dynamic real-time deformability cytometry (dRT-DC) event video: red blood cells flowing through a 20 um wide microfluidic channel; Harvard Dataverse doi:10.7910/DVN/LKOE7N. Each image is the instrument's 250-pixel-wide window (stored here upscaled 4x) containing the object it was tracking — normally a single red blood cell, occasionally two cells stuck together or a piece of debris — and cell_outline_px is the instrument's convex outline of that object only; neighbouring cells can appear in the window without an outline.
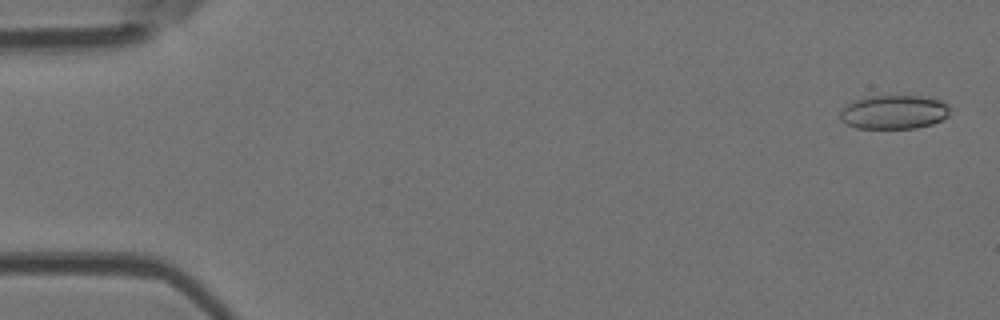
{"species": "Egyptian fruit bat (a non-hibernating species)", "species_latin": "Rousettus aegyptiacus", "temperature_condition": "room temperature", "stored_images_in_passage": 53, "camera_frame_rate_fps": 3000, "um_per_image_px": 0.085, "animal": {"sex": "female"}, "frame": {"image": 1, "passage_image": 2, "time_ms": 0.333, "image_size_px": [1000, 320], "cell_outline_px": [[948, 116], [932, 124], [916, 128], [856, 128], [840, 120], [840, 112], [848, 104], [856, 100], [868, 96], [916, 96], [940, 100], [948, 104]], "centroid_in_image_um": [75.97, 9.53], "position_along_channel_um": 9.0, "area_um2": 21.44}}
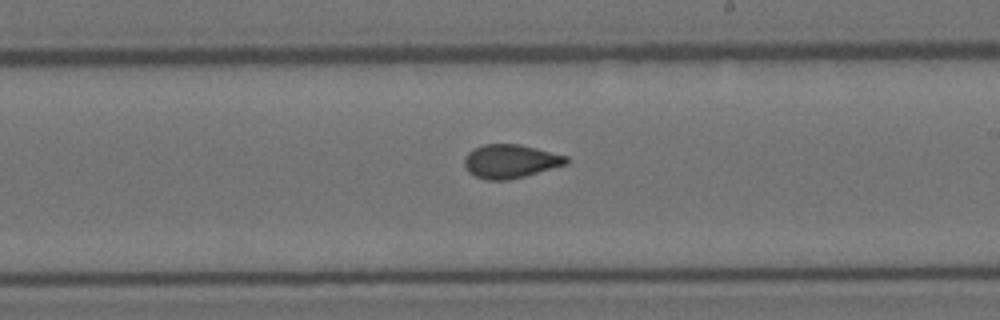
{"frame": {"image": 2, "passage_image": 31, "time_ms": 10.0, "image_size_px": [1000, 320], "cell_outline_px": [[568, 164], [524, 176], [508, 180], [488, 180], [476, 176], [468, 172], [464, 164], [464, 156], [468, 152], [484, 144], [520, 144], [568, 156]], "centroid_in_image_um": [43.38, 13.7], "position_along_channel_um": 245.6, "area_um2": 19.94}}
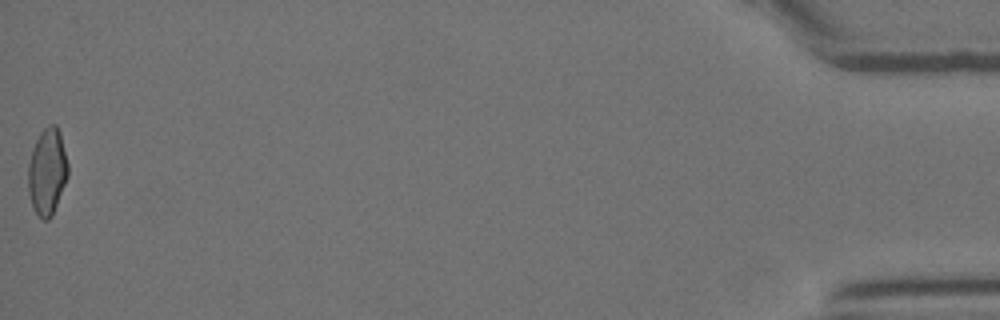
{"frame": {"image": 3, "passage_image": 53, "time_ms": 17.333, "image_size_px": [1000, 320], "cell_outline_px": [[68, 176], [52, 216], [48, 220], [44, 220], [32, 208], [28, 192], [28, 164], [32, 148], [40, 132], [48, 124], [56, 124], [60, 132], [68, 164]], "centroid_in_image_um": [4.01, 14.58], "position_along_channel_um": 431.2, "area_um2": 20.23}, "authors_computed_cell_mechanics": {"area_um2": 20.23, "velocity_mm_per_s": 3.8751, "shape_relaxation_time_tau1_ms": null, "shape_relaxation_time_tau2_ms": 1.1227, "deformation_change_tau1": null, "deformation_change_tau2": 0.0607}}